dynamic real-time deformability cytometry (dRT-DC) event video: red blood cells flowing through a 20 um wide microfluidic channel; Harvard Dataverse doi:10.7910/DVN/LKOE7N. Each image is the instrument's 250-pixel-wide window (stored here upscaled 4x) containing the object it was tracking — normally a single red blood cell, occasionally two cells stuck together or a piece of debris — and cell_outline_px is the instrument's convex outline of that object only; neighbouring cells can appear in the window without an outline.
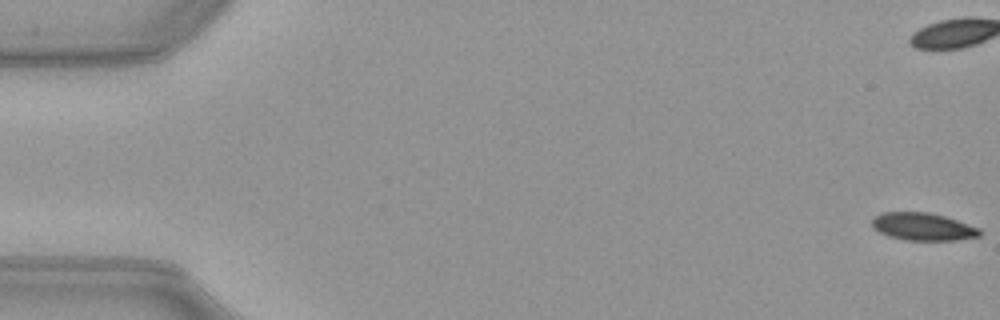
{"species": "common noctule bat (a hibernating species)", "species_latin": "Nyctalus noctula", "temperature_condition": "warm", "stored_images_in_passage": 53, "camera_frame_rate_fps": 3000, "um_per_image_px": 0.085, "animal": {"sex": "female", "body_mass_g": 21.9}, "frame": {"image": 1, "passage_image": 1, "time_ms": 0.0, "image_size_px": [1000, 320], "cell_outline_px": [[980, 236], [956, 240], [904, 240], [888, 236], [872, 228], [872, 220], [876, 216], [884, 212], [928, 212], [944, 216], [980, 228]], "centroid_in_image_um": [78.43, 19.27], "position_along_channel_um": 6.6, "area_um2": 17.22}}
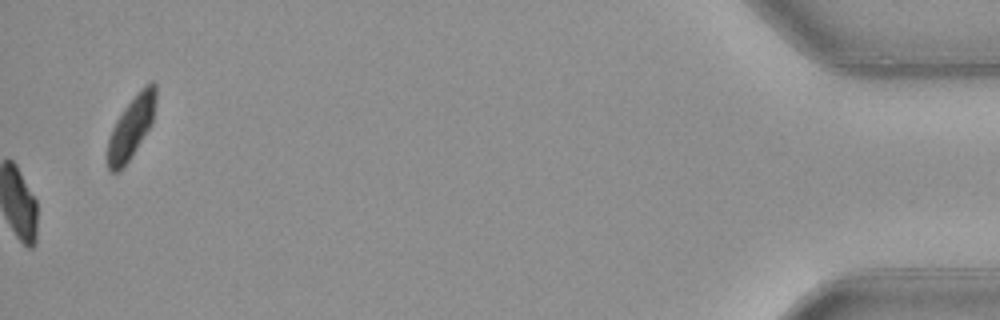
{"frame": {"image": 2, "passage_image": 53, "time_ms": 17.333, "image_size_px": [1000, 320], "cell_outline_px": [[156, 100], [152, 124], [120, 172], [112, 172], [108, 168], [108, 140], [112, 128], [116, 120], [124, 108], [140, 88], [144, 84], [152, 80], [156, 84]], "centroid_in_image_um": [11.18, 10.76], "position_along_channel_um": 424.0, "area_um2": 17.34}, "authors_computed_cell_mechanics": {"area_um2": 19.2474, "velocity_mm_per_s": 3.9929, "shape_relaxation_time_tau1_ms": 2.987, "shape_relaxation_time_tau2_ms": 4.8057, "deformation_change_tau1": 0.1372, "deformation_change_tau2": 0.0786}}